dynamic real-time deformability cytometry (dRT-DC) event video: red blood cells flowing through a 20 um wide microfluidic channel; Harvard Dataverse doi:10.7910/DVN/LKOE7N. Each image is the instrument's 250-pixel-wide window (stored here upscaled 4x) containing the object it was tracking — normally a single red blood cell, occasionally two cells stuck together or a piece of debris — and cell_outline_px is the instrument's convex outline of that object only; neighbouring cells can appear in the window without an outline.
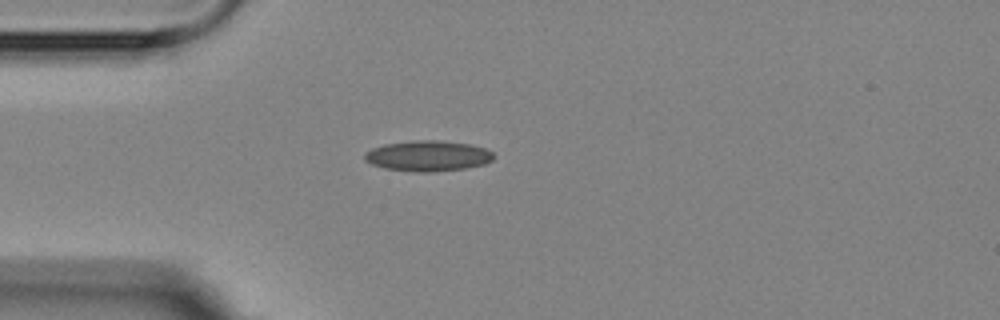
{"species": "Egyptian fruit bat (a non-hibernating species)", "species_latin": "Rousettus aegyptiacus", "temperature_condition": "room temperature", "stored_images_in_passage": 3, "camera_frame_rate_fps": 3000, "um_per_image_px": 0.085, "animal": {"sex": "female"}, "frame": {"image": 1, "passage_image": 3, "time_ms": 2.333, "image_size_px": [1000, 320], "cell_outline_px": [[496, 156], [492, 160], [484, 164], [464, 168], [432, 172], [412, 172], [384, 168], [372, 164], [364, 160], [364, 156], [372, 148], [384, 144], [412, 140], [440, 140], [468, 144], [484, 148], [492, 152]], "centroid_in_image_um": [36.37, 13.25], "position_along_channel_um": 48.6, "area_um2": 23.0}}